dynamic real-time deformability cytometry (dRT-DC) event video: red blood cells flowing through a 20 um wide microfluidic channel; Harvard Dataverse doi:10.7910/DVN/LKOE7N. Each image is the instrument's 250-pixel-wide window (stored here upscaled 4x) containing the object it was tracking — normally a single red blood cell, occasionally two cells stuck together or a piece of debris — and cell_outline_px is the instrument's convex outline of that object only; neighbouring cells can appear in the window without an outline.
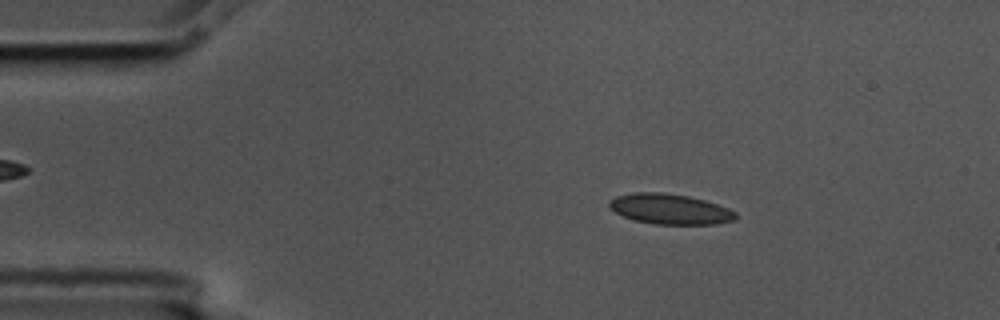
{"species": "common noctule bat (a hibernating species)", "species_latin": "Nyctalus noctula", "temperature_condition": "cold", "stored_images_in_passage": 4, "segment_of_instrument_passage": [1, 2], "camera_frame_rate_fps": 3000, "um_per_image_px": 0.085, "animal": {"sex": "male", "body_mass_g": 17.5, "forearm_length_mm": 52.3}, "frame": {"image": 1, "passage_image": 2, "time_ms": 0.333, "image_size_px": [1000, 320], "cell_outline_px": [[736, 220], [716, 224], [656, 224], [632, 220], [608, 208], [608, 200], [616, 196], [632, 192], [660, 192], [688, 196], [704, 200], [728, 208], [736, 212]], "centroid_in_image_um": [56.91, 17.77], "position_along_channel_um": 28.1, "area_um2": 22.43}}